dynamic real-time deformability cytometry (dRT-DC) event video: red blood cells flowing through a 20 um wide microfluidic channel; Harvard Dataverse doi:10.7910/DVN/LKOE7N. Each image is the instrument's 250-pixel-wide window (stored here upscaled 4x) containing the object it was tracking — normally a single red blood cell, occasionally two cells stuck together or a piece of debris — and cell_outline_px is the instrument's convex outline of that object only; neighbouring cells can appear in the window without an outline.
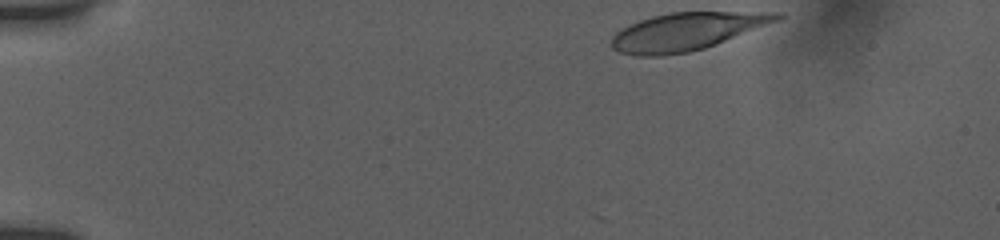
{"species": "human", "species_latin": "Homo sapiens", "temperature_condition": "room temperature", "stored_images_in_passage": 10, "camera_frame_rate_fps": 3000, "um_per_image_px": 0.085, "donor": {"sex": "female"}, "frame": {"image": 1, "passage_image": 1, "time_ms": 0.0, "image_size_px": [1000, 240], "cell_outline_px": [[784, 16], [780, 20], [704, 48], [688, 52], [664, 56], [636, 56], [620, 52], [612, 48], [612, 36], [616, 32], [628, 24], [652, 16], [672, 12], [780, 12]], "centroid_in_image_um": [58.34, 2.67], "position_along_channel_um": 26.7, "area_um2": 36.13}}